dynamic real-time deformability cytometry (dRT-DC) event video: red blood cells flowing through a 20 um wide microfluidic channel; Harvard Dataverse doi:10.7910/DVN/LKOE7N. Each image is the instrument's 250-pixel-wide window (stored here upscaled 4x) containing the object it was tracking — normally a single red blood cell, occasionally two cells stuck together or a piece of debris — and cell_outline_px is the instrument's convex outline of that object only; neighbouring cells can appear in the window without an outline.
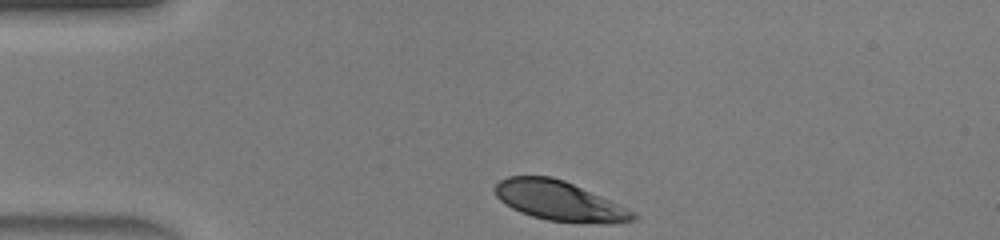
{"species": "human", "species_latin": "Homo sapiens", "temperature_condition": "warm", "stored_images_in_passage": 29, "camera_frame_rate_fps": 3000, "um_per_image_px": 0.085, "donor": {"sex": "male"}, "frame": {"image": 1, "passage_image": 1, "time_ms": 0.0, "image_size_px": [1000, 240], "cell_outline_px": [[640, 216], [636, 220], [612, 224], [580, 224], [548, 220], [532, 216], [520, 212], [504, 204], [496, 196], [492, 188], [500, 180], [508, 176], [552, 176], [564, 180], [636, 212]], "centroid_in_image_um": [47.56, 17.1], "position_along_channel_um": 37.4, "area_um2": 32.37}}
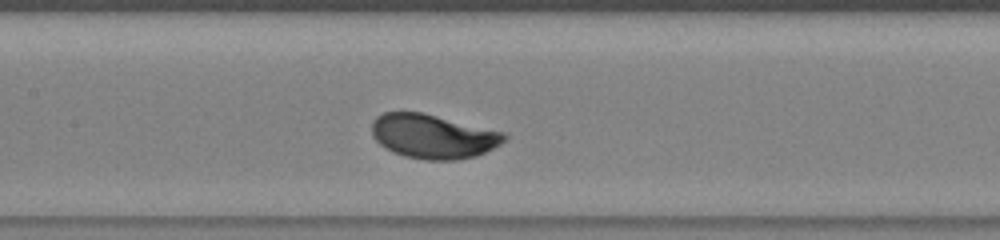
{"frame": {"image": 2, "passage_image": 13, "time_ms": 4.0, "image_size_px": [1000, 240], "cell_outline_px": [[508, 136], [500, 144], [476, 156], [456, 160], [424, 160], [404, 156], [392, 152], [380, 144], [372, 136], [372, 120], [376, 116], [384, 112], [424, 112], [504, 132]], "centroid_in_image_um": [36.79, 11.58], "position_along_channel_um": 170.6, "area_um2": 34.28}}
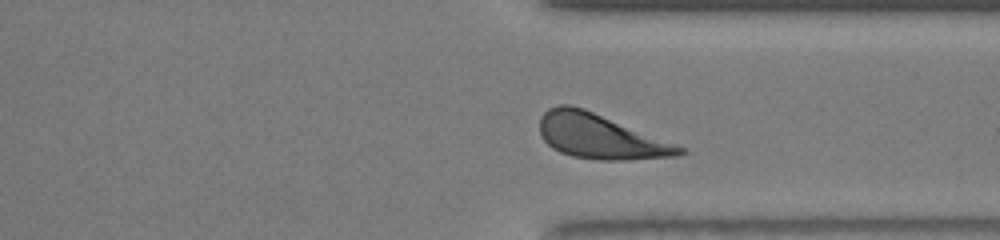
{"frame": {"image": 3, "passage_image": 26, "time_ms": 8.333, "image_size_px": [1000, 240], "cell_outline_px": [[688, 152], [676, 156], [624, 160], [600, 160], [572, 156], [560, 152], [552, 148], [540, 136], [540, 116], [548, 108], [560, 104], [568, 104], [584, 108], [684, 148]], "centroid_in_image_um": [50.96, 11.59], "position_along_channel_um": 360.4, "area_um2": 36.01}, "authors_computed_cell_mechanics": {"area_um2": 34.2754, "velocity_mm_per_s": 4.3809, "shape_relaxation_time_tau1_ms": null, "shape_relaxation_time_tau2_ms": 6.7198, "deformation_change_tau1": null, "deformation_change_tau2": 0.2289}}